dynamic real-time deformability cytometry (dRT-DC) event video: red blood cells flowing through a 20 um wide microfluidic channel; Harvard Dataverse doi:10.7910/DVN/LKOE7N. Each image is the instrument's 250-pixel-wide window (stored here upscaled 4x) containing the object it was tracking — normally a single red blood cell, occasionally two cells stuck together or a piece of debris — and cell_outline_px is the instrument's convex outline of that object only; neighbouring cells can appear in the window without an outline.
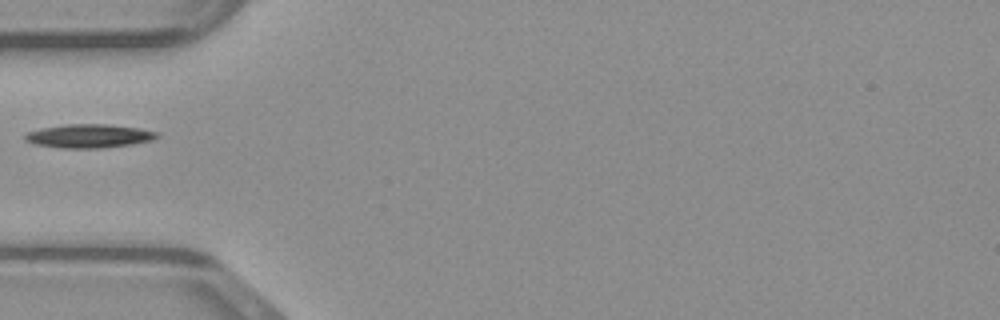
{"species": "common noctule bat (a hibernating species)", "species_latin": "Nyctalus noctula", "temperature_condition": "warm", "stored_images_in_passage": 33, "camera_frame_rate_fps": 3000, "um_per_image_px": 0.085, "animal": {"sex": "male", "body_mass_g": 23.1, "forearm_length_mm": 52.7}, "frame": {"image": 1, "passage_image": 1, "time_ms": 0.0, "image_size_px": [1000, 320], "cell_outline_px": [[160, 136], [152, 140], [128, 144], [100, 148], [64, 148], [36, 144], [28, 140], [24, 136], [28, 132], [44, 128], [64, 124], [104, 124], [140, 128], [156, 132]], "centroid_in_image_um": [7.59, 11.55], "position_along_channel_um": 77.4, "area_um2": 17.74}}
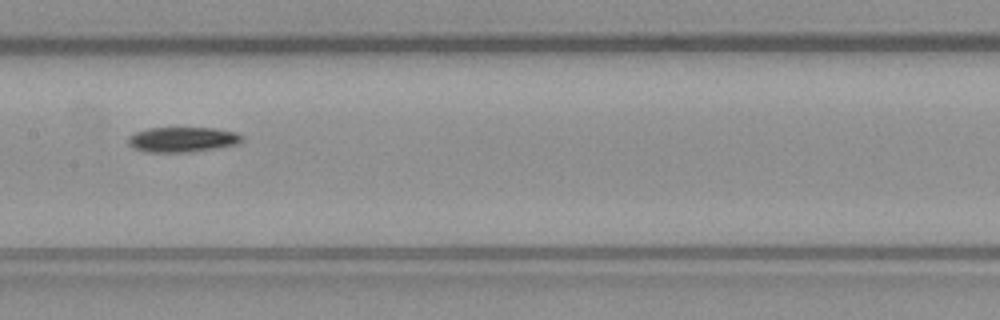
{"frame": {"image": 2, "passage_image": 9, "time_ms": 2.667, "image_size_px": [1000, 320], "cell_outline_px": [[244, 140], [236, 144], [216, 148], [192, 152], [144, 152], [132, 148], [128, 144], [128, 136], [136, 132], [148, 128], [212, 128], [236, 132], [244, 136]], "centroid_in_image_um": [15.49, 11.86], "position_along_channel_um": 191.9, "area_um2": 16.76}}
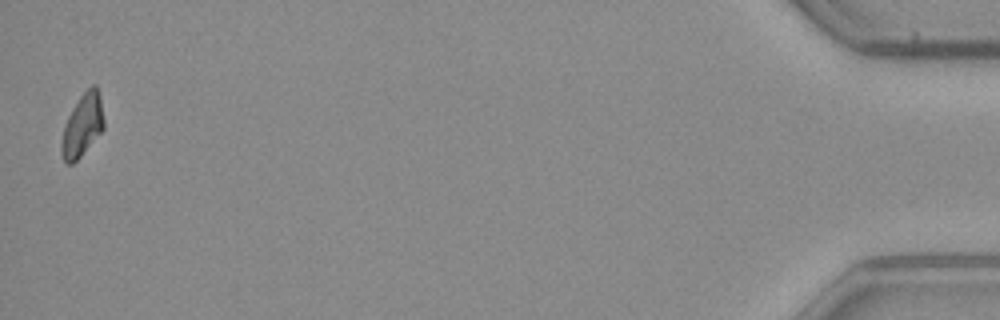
{"frame": {"image": 3, "passage_image": 33, "time_ms": 10.667, "image_size_px": [1000, 320], "cell_outline_px": [[104, 128], [80, 156], [72, 164], [64, 164], [60, 152], [60, 144], [64, 128], [68, 116], [72, 108], [80, 96], [92, 84], [96, 84], [100, 96], [104, 120]], "centroid_in_image_um": [6.99, 10.65], "position_along_channel_um": 428.2, "area_um2": 15.37}}